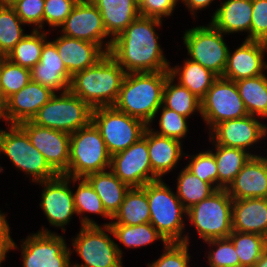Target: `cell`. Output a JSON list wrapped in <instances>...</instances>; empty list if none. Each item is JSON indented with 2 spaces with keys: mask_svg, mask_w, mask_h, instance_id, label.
Returning a JSON list of instances; mask_svg holds the SVG:
<instances>
[{
  "mask_svg": "<svg viewBox=\"0 0 267 267\" xmlns=\"http://www.w3.org/2000/svg\"><path fill=\"white\" fill-rule=\"evenodd\" d=\"M161 24L160 19L139 16L113 40L109 54L126 73L169 71L155 30Z\"/></svg>",
  "mask_w": 267,
  "mask_h": 267,
  "instance_id": "1",
  "label": "cell"
},
{
  "mask_svg": "<svg viewBox=\"0 0 267 267\" xmlns=\"http://www.w3.org/2000/svg\"><path fill=\"white\" fill-rule=\"evenodd\" d=\"M169 75V71L126 73L113 106L151 126L162 105L164 85Z\"/></svg>",
  "mask_w": 267,
  "mask_h": 267,
  "instance_id": "2",
  "label": "cell"
},
{
  "mask_svg": "<svg viewBox=\"0 0 267 267\" xmlns=\"http://www.w3.org/2000/svg\"><path fill=\"white\" fill-rule=\"evenodd\" d=\"M125 75L118 62L106 53L94 66L75 73L69 90L92 109L113 106Z\"/></svg>",
  "mask_w": 267,
  "mask_h": 267,
  "instance_id": "3",
  "label": "cell"
},
{
  "mask_svg": "<svg viewBox=\"0 0 267 267\" xmlns=\"http://www.w3.org/2000/svg\"><path fill=\"white\" fill-rule=\"evenodd\" d=\"M142 188L147 194L150 223L154 228L168 243L190 244L187 234H183L186 225L183 217H187V210L176 193L162 179L149 182Z\"/></svg>",
  "mask_w": 267,
  "mask_h": 267,
  "instance_id": "4",
  "label": "cell"
},
{
  "mask_svg": "<svg viewBox=\"0 0 267 267\" xmlns=\"http://www.w3.org/2000/svg\"><path fill=\"white\" fill-rule=\"evenodd\" d=\"M111 155L99 130L91 122L70 134L68 177H85L90 173L110 169Z\"/></svg>",
  "mask_w": 267,
  "mask_h": 267,
  "instance_id": "5",
  "label": "cell"
},
{
  "mask_svg": "<svg viewBox=\"0 0 267 267\" xmlns=\"http://www.w3.org/2000/svg\"><path fill=\"white\" fill-rule=\"evenodd\" d=\"M56 93L32 118L36 125L72 134L92 121L93 109L70 90Z\"/></svg>",
  "mask_w": 267,
  "mask_h": 267,
  "instance_id": "6",
  "label": "cell"
},
{
  "mask_svg": "<svg viewBox=\"0 0 267 267\" xmlns=\"http://www.w3.org/2000/svg\"><path fill=\"white\" fill-rule=\"evenodd\" d=\"M233 199L226 189L214 191L208 198L187 210L188 222L205 241L228 238L232 232Z\"/></svg>",
  "mask_w": 267,
  "mask_h": 267,
  "instance_id": "7",
  "label": "cell"
},
{
  "mask_svg": "<svg viewBox=\"0 0 267 267\" xmlns=\"http://www.w3.org/2000/svg\"><path fill=\"white\" fill-rule=\"evenodd\" d=\"M1 129V152L13 165L28 174L32 182L55 178L58 174L49 166L44 156L30 142L27 133L18 124Z\"/></svg>",
  "mask_w": 267,
  "mask_h": 267,
  "instance_id": "8",
  "label": "cell"
},
{
  "mask_svg": "<svg viewBox=\"0 0 267 267\" xmlns=\"http://www.w3.org/2000/svg\"><path fill=\"white\" fill-rule=\"evenodd\" d=\"M91 122L99 130L111 156L137 142L148 127L143 121L114 106L93 109Z\"/></svg>",
  "mask_w": 267,
  "mask_h": 267,
  "instance_id": "9",
  "label": "cell"
},
{
  "mask_svg": "<svg viewBox=\"0 0 267 267\" xmlns=\"http://www.w3.org/2000/svg\"><path fill=\"white\" fill-rule=\"evenodd\" d=\"M102 226H81L72 246L83 263H75L73 267H123L122 250L109 236L111 228L109 225Z\"/></svg>",
  "mask_w": 267,
  "mask_h": 267,
  "instance_id": "10",
  "label": "cell"
},
{
  "mask_svg": "<svg viewBox=\"0 0 267 267\" xmlns=\"http://www.w3.org/2000/svg\"><path fill=\"white\" fill-rule=\"evenodd\" d=\"M184 33L183 42L189 59L222 77L229 51L223 38L225 34L211 23L193 27Z\"/></svg>",
  "mask_w": 267,
  "mask_h": 267,
  "instance_id": "11",
  "label": "cell"
},
{
  "mask_svg": "<svg viewBox=\"0 0 267 267\" xmlns=\"http://www.w3.org/2000/svg\"><path fill=\"white\" fill-rule=\"evenodd\" d=\"M248 115L235 81L218 77L201 99V117L210 126Z\"/></svg>",
  "mask_w": 267,
  "mask_h": 267,
  "instance_id": "12",
  "label": "cell"
},
{
  "mask_svg": "<svg viewBox=\"0 0 267 267\" xmlns=\"http://www.w3.org/2000/svg\"><path fill=\"white\" fill-rule=\"evenodd\" d=\"M23 267H72L64 237L44 227L21 244Z\"/></svg>",
  "mask_w": 267,
  "mask_h": 267,
  "instance_id": "13",
  "label": "cell"
},
{
  "mask_svg": "<svg viewBox=\"0 0 267 267\" xmlns=\"http://www.w3.org/2000/svg\"><path fill=\"white\" fill-rule=\"evenodd\" d=\"M110 170L130 188L143 187L159 179L152 172L147 147V128L137 142L111 156Z\"/></svg>",
  "mask_w": 267,
  "mask_h": 267,
  "instance_id": "14",
  "label": "cell"
},
{
  "mask_svg": "<svg viewBox=\"0 0 267 267\" xmlns=\"http://www.w3.org/2000/svg\"><path fill=\"white\" fill-rule=\"evenodd\" d=\"M60 28L65 36L92 42L99 45L106 53L110 52L113 40L107 42L104 40L109 35L104 27L101 13L89 0H79Z\"/></svg>",
  "mask_w": 267,
  "mask_h": 267,
  "instance_id": "15",
  "label": "cell"
},
{
  "mask_svg": "<svg viewBox=\"0 0 267 267\" xmlns=\"http://www.w3.org/2000/svg\"><path fill=\"white\" fill-rule=\"evenodd\" d=\"M32 145L42 153L57 174H65L69 165L70 134L36 125L31 120L18 124Z\"/></svg>",
  "mask_w": 267,
  "mask_h": 267,
  "instance_id": "16",
  "label": "cell"
},
{
  "mask_svg": "<svg viewBox=\"0 0 267 267\" xmlns=\"http://www.w3.org/2000/svg\"><path fill=\"white\" fill-rule=\"evenodd\" d=\"M72 177L58 174L55 178L45 181L36 182L41 184L43 188L42 200L40 207L47 217L50 225L54 227H62L71 221V217L77 214L73 191L69 188Z\"/></svg>",
  "mask_w": 267,
  "mask_h": 267,
  "instance_id": "17",
  "label": "cell"
},
{
  "mask_svg": "<svg viewBox=\"0 0 267 267\" xmlns=\"http://www.w3.org/2000/svg\"><path fill=\"white\" fill-rule=\"evenodd\" d=\"M209 138L215 144L249 150V147L267 136V126L255 116L226 120L216 124L210 131Z\"/></svg>",
  "mask_w": 267,
  "mask_h": 267,
  "instance_id": "18",
  "label": "cell"
},
{
  "mask_svg": "<svg viewBox=\"0 0 267 267\" xmlns=\"http://www.w3.org/2000/svg\"><path fill=\"white\" fill-rule=\"evenodd\" d=\"M54 94L50 88L30 80L20 91L7 99L0 119L6 120L9 124L32 120Z\"/></svg>",
  "mask_w": 267,
  "mask_h": 267,
  "instance_id": "19",
  "label": "cell"
},
{
  "mask_svg": "<svg viewBox=\"0 0 267 267\" xmlns=\"http://www.w3.org/2000/svg\"><path fill=\"white\" fill-rule=\"evenodd\" d=\"M267 47L259 40H246L233 54L228 51L227 64L222 78L231 81L256 77L267 70L264 61Z\"/></svg>",
  "mask_w": 267,
  "mask_h": 267,
  "instance_id": "20",
  "label": "cell"
},
{
  "mask_svg": "<svg viewBox=\"0 0 267 267\" xmlns=\"http://www.w3.org/2000/svg\"><path fill=\"white\" fill-rule=\"evenodd\" d=\"M226 190L233 200L267 198V157L252 156Z\"/></svg>",
  "mask_w": 267,
  "mask_h": 267,
  "instance_id": "21",
  "label": "cell"
},
{
  "mask_svg": "<svg viewBox=\"0 0 267 267\" xmlns=\"http://www.w3.org/2000/svg\"><path fill=\"white\" fill-rule=\"evenodd\" d=\"M52 42L71 76L94 66L106 54L97 44L62 34Z\"/></svg>",
  "mask_w": 267,
  "mask_h": 267,
  "instance_id": "22",
  "label": "cell"
},
{
  "mask_svg": "<svg viewBox=\"0 0 267 267\" xmlns=\"http://www.w3.org/2000/svg\"><path fill=\"white\" fill-rule=\"evenodd\" d=\"M181 145V141L158 135L147 127V147L152 172L159 179H162L175 168L182 157H185L186 154L182 151Z\"/></svg>",
  "mask_w": 267,
  "mask_h": 267,
  "instance_id": "23",
  "label": "cell"
},
{
  "mask_svg": "<svg viewBox=\"0 0 267 267\" xmlns=\"http://www.w3.org/2000/svg\"><path fill=\"white\" fill-rule=\"evenodd\" d=\"M232 230L265 236L267 233V198L233 200Z\"/></svg>",
  "mask_w": 267,
  "mask_h": 267,
  "instance_id": "24",
  "label": "cell"
},
{
  "mask_svg": "<svg viewBox=\"0 0 267 267\" xmlns=\"http://www.w3.org/2000/svg\"><path fill=\"white\" fill-rule=\"evenodd\" d=\"M251 18L252 0H226L221 2L210 23L224 34L247 32L246 40H250Z\"/></svg>",
  "mask_w": 267,
  "mask_h": 267,
  "instance_id": "25",
  "label": "cell"
},
{
  "mask_svg": "<svg viewBox=\"0 0 267 267\" xmlns=\"http://www.w3.org/2000/svg\"><path fill=\"white\" fill-rule=\"evenodd\" d=\"M100 11L104 27L111 40L140 16L138 4L134 0H89Z\"/></svg>",
  "mask_w": 267,
  "mask_h": 267,
  "instance_id": "26",
  "label": "cell"
},
{
  "mask_svg": "<svg viewBox=\"0 0 267 267\" xmlns=\"http://www.w3.org/2000/svg\"><path fill=\"white\" fill-rule=\"evenodd\" d=\"M84 178L100 197L106 213L112 218L118 211L130 187L123 183L110 169L90 173Z\"/></svg>",
  "mask_w": 267,
  "mask_h": 267,
  "instance_id": "27",
  "label": "cell"
},
{
  "mask_svg": "<svg viewBox=\"0 0 267 267\" xmlns=\"http://www.w3.org/2000/svg\"><path fill=\"white\" fill-rule=\"evenodd\" d=\"M108 224L139 225L150 222V208L145 190L142 187L130 188L124 197L118 211ZM116 220V221H115Z\"/></svg>",
  "mask_w": 267,
  "mask_h": 267,
  "instance_id": "28",
  "label": "cell"
},
{
  "mask_svg": "<svg viewBox=\"0 0 267 267\" xmlns=\"http://www.w3.org/2000/svg\"><path fill=\"white\" fill-rule=\"evenodd\" d=\"M170 76L178 80V83L186 87L191 93L202 99L213 82L218 78L209 69L187 58L182 67L175 66L169 69Z\"/></svg>",
  "mask_w": 267,
  "mask_h": 267,
  "instance_id": "29",
  "label": "cell"
},
{
  "mask_svg": "<svg viewBox=\"0 0 267 267\" xmlns=\"http://www.w3.org/2000/svg\"><path fill=\"white\" fill-rule=\"evenodd\" d=\"M213 145L216 151L212 153L215 156L218 172V190L227 189L248 160L252 156H258L257 154H251V152L249 153V151L239 148L226 147L218 144Z\"/></svg>",
  "mask_w": 267,
  "mask_h": 267,
  "instance_id": "30",
  "label": "cell"
},
{
  "mask_svg": "<svg viewBox=\"0 0 267 267\" xmlns=\"http://www.w3.org/2000/svg\"><path fill=\"white\" fill-rule=\"evenodd\" d=\"M236 85L248 114L267 118V76L240 79Z\"/></svg>",
  "mask_w": 267,
  "mask_h": 267,
  "instance_id": "31",
  "label": "cell"
},
{
  "mask_svg": "<svg viewBox=\"0 0 267 267\" xmlns=\"http://www.w3.org/2000/svg\"><path fill=\"white\" fill-rule=\"evenodd\" d=\"M174 81L175 79L170 75L167 77L163 90L162 105L187 118L197 111L201 115V99L186 87L179 83L176 84Z\"/></svg>",
  "mask_w": 267,
  "mask_h": 267,
  "instance_id": "32",
  "label": "cell"
},
{
  "mask_svg": "<svg viewBox=\"0 0 267 267\" xmlns=\"http://www.w3.org/2000/svg\"><path fill=\"white\" fill-rule=\"evenodd\" d=\"M112 230V236L127 248H139L154 243L156 240H162L164 245L168 242L165 238L149 223H143L135 226L108 224Z\"/></svg>",
  "mask_w": 267,
  "mask_h": 267,
  "instance_id": "33",
  "label": "cell"
},
{
  "mask_svg": "<svg viewBox=\"0 0 267 267\" xmlns=\"http://www.w3.org/2000/svg\"><path fill=\"white\" fill-rule=\"evenodd\" d=\"M44 32V33H43ZM47 34L44 31L34 30L20 40L6 56L7 59L19 66L31 70L40 62L41 52L47 42Z\"/></svg>",
  "mask_w": 267,
  "mask_h": 267,
  "instance_id": "34",
  "label": "cell"
},
{
  "mask_svg": "<svg viewBox=\"0 0 267 267\" xmlns=\"http://www.w3.org/2000/svg\"><path fill=\"white\" fill-rule=\"evenodd\" d=\"M176 187V196L186 210L216 191L209 183L199 179L186 167L180 171Z\"/></svg>",
  "mask_w": 267,
  "mask_h": 267,
  "instance_id": "35",
  "label": "cell"
},
{
  "mask_svg": "<svg viewBox=\"0 0 267 267\" xmlns=\"http://www.w3.org/2000/svg\"><path fill=\"white\" fill-rule=\"evenodd\" d=\"M72 181L73 183L79 181L77 190L73 193V196L77 215L81 216V226L98 225L93 219L88 218V216L83 215L84 217H82V214L85 212L98 214L110 220L111 217L106 213L100 197L94 191L90 183L84 177H72Z\"/></svg>",
  "mask_w": 267,
  "mask_h": 267,
  "instance_id": "36",
  "label": "cell"
},
{
  "mask_svg": "<svg viewBox=\"0 0 267 267\" xmlns=\"http://www.w3.org/2000/svg\"><path fill=\"white\" fill-rule=\"evenodd\" d=\"M235 247L241 267H254L265 248V236L257 233L234 231L228 237Z\"/></svg>",
  "mask_w": 267,
  "mask_h": 267,
  "instance_id": "37",
  "label": "cell"
},
{
  "mask_svg": "<svg viewBox=\"0 0 267 267\" xmlns=\"http://www.w3.org/2000/svg\"><path fill=\"white\" fill-rule=\"evenodd\" d=\"M24 23L11 5L0 4V55L6 57L14 46L27 34L22 29Z\"/></svg>",
  "mask_w": 267,
  "mask_h": 267,
  "instance_id": "38",
  "label": "cell"
},
{
  "mask_svg": "<svg viewBox=\"0 0 267 267\" xmlns=\"http://www.w3.org/2000/svg\"><path fill=\"white\" fill-rule=\"evenodd\" d=\"M30 76L31 81L48 87L55 93L69 91L72 79L66 67L44 66L40 62L30 70Z\"/></svg>",
  "mask_w": 267,
  "mask_h": 267,
  "instance_id": "39",
  "label": "cell"
},
{
  "mask_svg": "<svg viewBox=\"0 0 267 267\" xmlns=\"http://www.w3.org/2000/svg\"><path fill=\"white\" fill-rule=\"evenodd\" d=\"M30 80L29 69L13 63L6 57H1L0 83L6 100L20 91Z\"/></svg>",
  "mask_w": 267,
  "mask_h": 267,
  "instance_id": "40",
  "label": "cell"
},
{
  "mask_svg": "<svg viewBox=\"0 0 267 267\" xmlns=\"http://www.w3.org/2000/svg\"><path fill=\"white\" fill-rule=\"evenodd\" d=\"M205 242L212 248L215 247L209 251L207 257L209 267H241L233 242L229 238L211 239Z\"/></svg>",
  "mask_w": 267,
  "mask_h": 267,
  "instance_id": "41",
  "label": "cell"
},
{
  "mask_svg": "<svg viewBox=\"0 0 267 267\" xmlns=\"http://www.w3.org/2000/svg\"><path fill=\"white\" fill-rule=\"evenodd\" d=\"M189 164L185 166L202 181L209 183L215 190H218V172L215 156L212 150L200 152L196 155H188ZM214 183H216L214 185Z\"/></svg>",
  "mask_w": 267,
  "mask_h": 267,
  "instance_id": "42",
  "label": "cell"
},
{
  "mask_svg": "<svg viewBox=\"0 0 267 267\" xmlns=\"http://www.w3.org/2000/svg\"><path fill=\"white\" fill-rule=\"evenodd\" d=\"M160 110H162L158 123L160 130L155 131L151 128V126L148 127L158 135L174 138L181 141L188 132L187 119L189 118L178 114L174 110L168 109L163 105H161L157 110V114Z\"/></svg>",
  "mask_w": 267,
  "mask_h": 267,
  "instance_id": "43",
  "label": "cell"
},
{
  "mask_svg": "<svg viewBox=\"0 0 267 267\" xmlns=\"http://www.w3.org/2000/svg\"><path fill=\"white\" fill-rule=\"evenodd\" d=\"M189 244L186 243H168L164 245L162 255L148 267H189L190 255L188 253Z\"/></svg>",
  "mask_w": 267,
  "mask_h": 267,
  "instance_id": "44",
  "label": "cell"
},
{
  "mask_svg": "<svg viewBox=\"0 0 267 267\" xmlns=\"http://www.w3.org/2000/svg\"><path fill=\"white\" fill-rule=\"evenodd\" d=\"M45 0H16L11 6L25 25H35L34 30L43 29ZM38 25V26H37Z\"/></svg>",
  "mask_w": 267,
  "mask_h": 267,
  "instance_id": "45",
  "label": "cell"
},
{
  "mask_svg": "<svg viewBox=\"0 0 267 267\" xmlns=\"http://www.w3.org/2000/svg\"><path fill=\"white\" fill-rule=\"evenodd\" d=\"M79 0H45L43 26L60 27Z\"/></svg>",
  "mask_w": 267,
  "mask_h": 267,
  "instance_id": "46",
  "label": "cell"
},
{
  "mask_svg": "<svg viewBox=\"0 0 267 267\" xmlns=\"http://www.w3.org/2000/svg\"><path fill=\"white\" fill-rule=\"evenodd\" d=\"M267 35V0H252L250 40L261 41Z\"/></svg>",
  "mask_w": 267,
  "mask_h": 267,
  "instance_id": "47",
  "label": "cell"
},
{
  "mask_svg": "<svg viewBox=\"0 0 267 267\" xmlns=\"http://www.w3.org/2000/svg\"><path fill=\"white\" fill-rule=\"evenodd\" d=\"M180 0H142L139 4L140 16L150 17L162 20V18L171 16Z\"/></svg>",
  "mask_w": 267,
  "mask_h": 267,
  "instance_id": "48",
  "label": "cell"
},
{
  "mask_svg": "<svg viewBox=\"0 0 267 267\" xmlns=\"http://www.w3.org/2000/svg\"><path fill=\"white\" fill-rule=\"evenodd\" d=\"M40 63L44 64V66L65 67L57 52L56 45L52 41H47L44 44L41 52Z\"/></svg>",
  "mask_w": 267,
  "mask_h": 267,
  "instance_id": "49",
  "label": "cell"
},
{
  "mask_svg": "<svg viewBox=\"0 0 267 267\" xmlns=\"http://www.w3.org/2000/svg\"><path fill=\"white\" fill-rule=\"evenodd\" d=\"M183 2L184 5H186L187 9L190 10L191 14H196L197 10L205 9L208 7L213 0H180ZM195 12V13H194Z\"/></svg>",
  "mask_w": 267,
  "mask_h": 267,
  "instance_id": "50",
  "label": "cell"
},
{
  "mask_svg": "<svg viewBox=\"0 0 267 267\" xmlns=\"http://www.w3.org/2000/svg\"><path fill=\"white\" fill-rule=\"evenodd\" d=\"M19 249L13 240H0V267L1 263L6 260V254L13 249Z\"/></svg>",
  "mask_w": 267,
  "mask_h": 267,
  "instance_id": "51",
  "label": "cell"
},
{
  "mask_svg": "<svg viewBox=\"0 0 267 267\" xmlns=\"http://www.w3.org/2000/svg\"><path fill=\"white\" fill-rule=\"evenodd\" d=\"M4 213L0 211V240H12L10 236V226Z\"/></svg>",
  "mask_w": 267,
  "mask_h": 267,
  "instance_id": "52",
  "label": "cell"
},
{
  "mask_svg": "<svg viewBox=\"0 0 267 267\" xmlns=\"http://www.w3.org/2000/svg\"><path fill=\"white\" fill-rule=\"evenodd\" d=\"M254 267H267V249L264 250L262 256L255 263Z\"/></svg>",
  "mask_w": 267,
  "mask_h": 267,
  "instance_id": "53",
  "label": "cell"
},
{
  "mask_svg": "<svg viewBox=\"0 0 267 267\" xmlns=\"http://www.w3.org/2000/svg\"><path fill=\"white\" fill-rule=\"evenodd\" d=\"M6 99L4 97V94H3V90H2V87H1V83H0V113L1 111L3 110L5 104H6Z\"/></svg>",
  "mask_w": 267,
  "mask_h": 267,
  "instance_id": "54",
  "label": "cell"
},
{
  "mask_svg": "<svg viewBox=\"0 0 267 267\" xmlns=\"http://www.w3.org/2000/svg\"><path fill=\"white\" fill-rule=\"evenodd\" d=\"M16 0H0V4L2 5H11L15 2Z\"/></svg>",
  "mask_w": 267,
  "mask_h": 267,
  "instance_id": "55",
  "label": "cell"
},
{
  "mask_svg": "<svg viewBox=\"0 0 267 267\" xmlns=\"http://www.w3.org/2000/svg\"><path fill=\"white\" fill-rule=\"evenodd\" d=\"M261 42L267 47V35L261 40Z\"/></svg>",
  "mask_w": 267,
  "mask_h": 267,
  "instance_id": "56",
  "label": "cell"
},
{
  "mask_svg": "<svg viewBox=\"0 0 267 267\" xmlns=\"http://www.w3.org/2000/svg\"><path fill=\"white\" fill-rule=\"evenodd\" d=\"M265 248L267 249V233L265 235Z\"/></svg>",
  "mask_w": 267,
  "mask_h": 267,
  "instance_id": "57",
  "label": "cell"
},
{
  "mask_svg": "<svg viewBox=\"0 0 267 267\" xmlns=\"http://www.w3.org/2000/svg\"><path fill=\"white\" fill-rule=\"evenodd\" d=\"M0 154H2L1 153V129H0Z\"/></svg>",
  "mask_w": 267,
  "mask_h": 267,
  "instance_id": "58",
  "label": "cell"
},
{
  "mask_svg": "<svg viewBox=\"0 0 267 267\" xmlns=\"http://www.w3.org/2000/svg\"><path fill=\"white\" fill-rule=\"evenodd\" d=\"M137 4H139L142 0H134Z\"/></svg>",
  "mask_w": 267,
  "mask_h": 267,
  "instance_id": "59",
  "label": "cell"
}]
</instances>
